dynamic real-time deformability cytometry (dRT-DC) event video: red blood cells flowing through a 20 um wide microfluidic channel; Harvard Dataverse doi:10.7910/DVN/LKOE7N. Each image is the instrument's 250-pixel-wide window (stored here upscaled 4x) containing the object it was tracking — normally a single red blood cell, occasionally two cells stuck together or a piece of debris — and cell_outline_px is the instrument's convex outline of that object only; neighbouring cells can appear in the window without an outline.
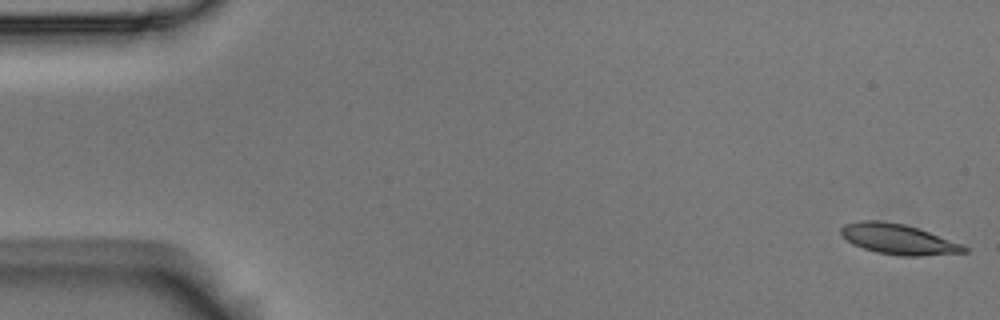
{"species": "Egyptian fruit bat (a non-hibernating species)", "species_latin": "Rousettus aegyptiacus", "temperature_condition": "room temperature", "stored_images_in_passage": 6, "camera_frame_rate_fps": 3000, "um_per_image_px": 0.085, "animal": {"sex": "male"}, "frame": {"image": 1, "passage_image": 1, "time_ms": 0.0, "image_size_px": [1000, 320], "cell_outline_px": [[968, 252], [920, 256], [900, 256], [876, 252], [852, 244], [840, 236], [840, 228], [844, 224], [860, 220], [880, 220], [904, 224], [964, 244], [968, 248]], "centroid_in_image_um": [76.32, 20.33], "position_along_channel_um": 8.7, "area_um2": 21.91}}